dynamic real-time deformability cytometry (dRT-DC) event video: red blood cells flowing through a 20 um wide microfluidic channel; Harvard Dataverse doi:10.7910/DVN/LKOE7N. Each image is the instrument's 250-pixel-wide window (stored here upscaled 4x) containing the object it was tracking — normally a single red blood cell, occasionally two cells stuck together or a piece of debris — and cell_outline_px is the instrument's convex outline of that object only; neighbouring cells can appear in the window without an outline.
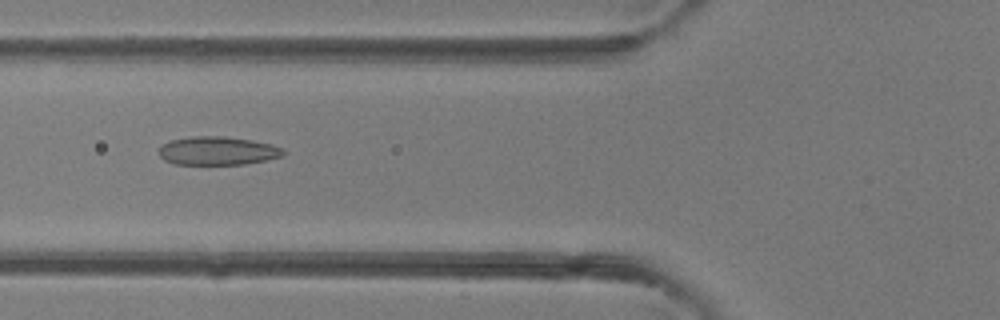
{"species": "common noctule bat (a hibernating species)", "species_latin": "Nyctalus noctula", "temperature_condition": "room temperature", "stored_images_in_passage": 42, "camera_frame_rate_fps": 3000, "um_per_image_px": 0.085, "animal": {"sex": "female"}, "frame": {"image": 1, "passage_image": 16, "time_ms": 5.0, "image_size_px": [1000, 320], "cell_outline_px": [[288, 152], [284, 156], [244, 164], [176, 164], [164, 160], [160, 156], [160, 144], [172, 140], [192, 136], [224, 136], [252, 140], [272, 144]], "centroid_in_image_um": [18.51, 12.81], "position_along_channel_um": 107.3, "area_um2": 20.63}}
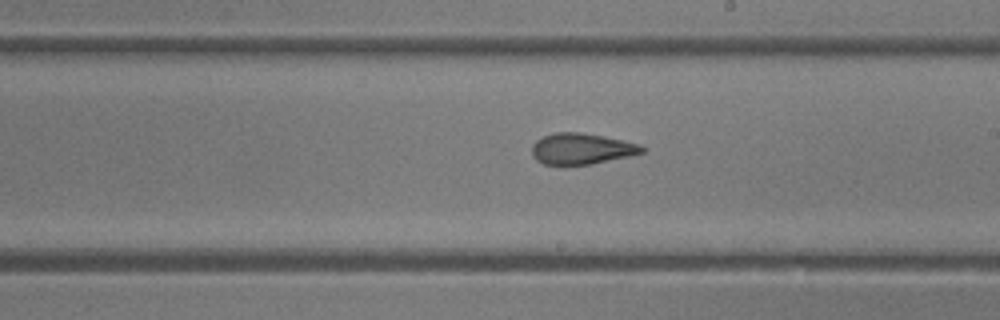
{"frame": {"image": 2, "passage_image": 24, "time_ms": 7.667, "image_size_px": [1000, 320], "cell_outline_px": [[644, 152], [628, 156], [592, 164], [544, 164], [536, 160], [532, 156], [532, 144], [536, 140], [544, 136], [556, 132], [580, 132], [604, 136], [640, 144], [644, 148]], "centroid_in_image_um": [49.41, 12.63], "position_along_channel_um": 239.6, "area_um2": 19.77}}
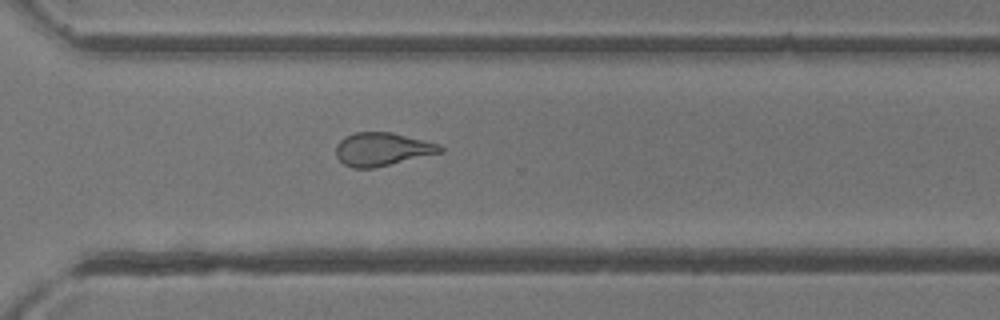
{"frame": {"image": 3, "passage_image": 30, "time_ms": 9.667, "image_size_px": [1000, 320], "cell_outline_px": [[444, 152], [372, 168], [352, 168], [344, 164], [336, 156], [336, 144], [344, 136], [356, 132], [392, 132], [440, 144], [444, 148]], "centroid_in_image_um": [32.49, 12.67], "position_along_channel_um": 338.1, "area_um2": 20.23}}